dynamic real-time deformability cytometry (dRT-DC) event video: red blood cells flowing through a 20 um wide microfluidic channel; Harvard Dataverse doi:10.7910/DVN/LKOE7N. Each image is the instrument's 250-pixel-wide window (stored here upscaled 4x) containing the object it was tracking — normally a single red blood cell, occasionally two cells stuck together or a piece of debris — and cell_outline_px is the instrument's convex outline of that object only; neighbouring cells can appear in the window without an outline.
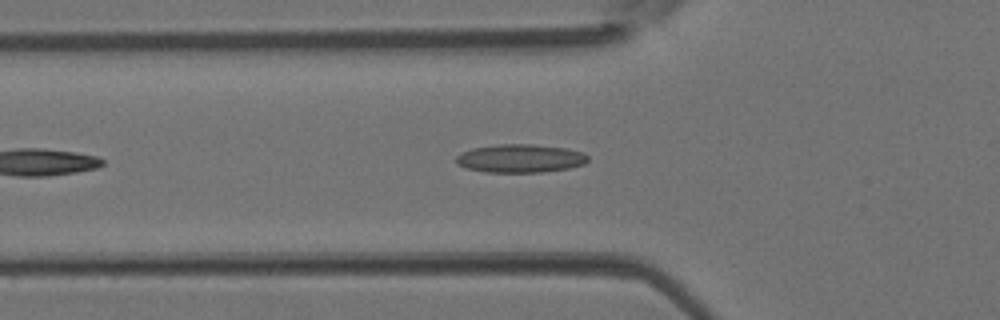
{"species": "Egyptian fruit bat (a non-hibernating species)", "species_latin": "Rousettus aegyptiacus", "temperature_condition": "room temperature", "stored_images_in_passage": 18, "camera_frame_rate_fps": 3000, "um_per_image_px": 0.085, "animal": {"sex": "female"}, "frame": {"image": 1, "passage_image": 6, "time_ms": 1.667, "image_size_px": [1000, 320], "cell_outline_px": [[588, 160], [584, 164], [568, 168], [540, 172], [484, 172], [464, 168], [456, 164], [456, 156], [460, 152], [472, 148], [500, 144], [532, 144], [564, 148], [584, 152], [588, 156]], "centroid_in_image_um": [44.18, 13.46], "position_along_channel_um": 81.6, "area_um2": 21.85}}
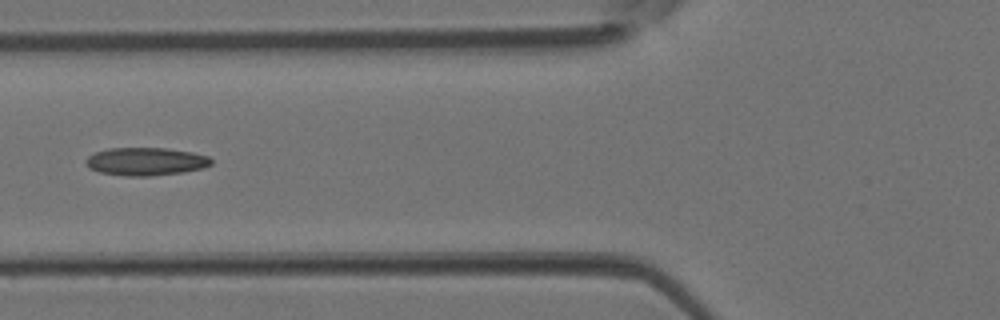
{"frame": {"image": 2, "passage_image": 8, "time_ms": 2.333, "image_size_px": [1000, 320], "cell_outline_px": [[212, 164], [204, 168], [184, 172], [148, 176], [124, 176], [100, 172], [88, 168], [84, 160], [88, 156], [96, 152], [108, 148], [164, 148], [192, 152], [208, 156], [212, 160]], "centroid_in_image_um": [12.38, 13.73], "position_along_channel_um": 113.4, "area_um2": 20.52}}